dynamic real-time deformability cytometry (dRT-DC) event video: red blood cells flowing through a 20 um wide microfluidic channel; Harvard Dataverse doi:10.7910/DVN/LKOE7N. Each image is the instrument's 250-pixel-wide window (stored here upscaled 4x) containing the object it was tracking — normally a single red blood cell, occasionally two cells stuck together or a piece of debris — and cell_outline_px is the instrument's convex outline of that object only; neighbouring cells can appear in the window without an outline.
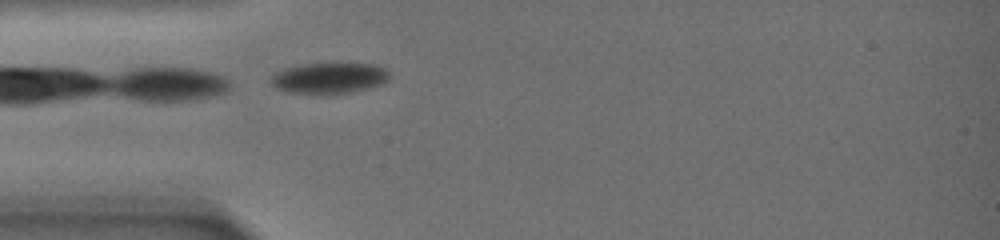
{"species": "common noctule bat (a hibernating species)", "species_latin": "Nyctalus noctula", "temperature_condition": "warm", "stored_images_in_passage": 8, "camera_frame_rate_fps": 3000, "um_per_image_px": 0.085, "animal": {"sex": "female", "body_mass_g": 19.0, "forearm_length_mm": 51.5}, "frame": {"image": 1, "passage_image": 8, "time_ms": 5.333, "image_size_px": [1000, 240], "cell_outline_px": [[392, 76], [388, 80], [380, 84], [368, 88], [352, 92], [324, 96], [320, 96], [288, 92], [276, 88], [268, 84], [268, 80], [276, 72], [284, 68], [304, 64], [332, 60], [344, 60], [380, 64]], "centroid_in_image_um": [28.0, 6.6], "position_along_channel_um": 57.0, "area_um2": 23.24}}